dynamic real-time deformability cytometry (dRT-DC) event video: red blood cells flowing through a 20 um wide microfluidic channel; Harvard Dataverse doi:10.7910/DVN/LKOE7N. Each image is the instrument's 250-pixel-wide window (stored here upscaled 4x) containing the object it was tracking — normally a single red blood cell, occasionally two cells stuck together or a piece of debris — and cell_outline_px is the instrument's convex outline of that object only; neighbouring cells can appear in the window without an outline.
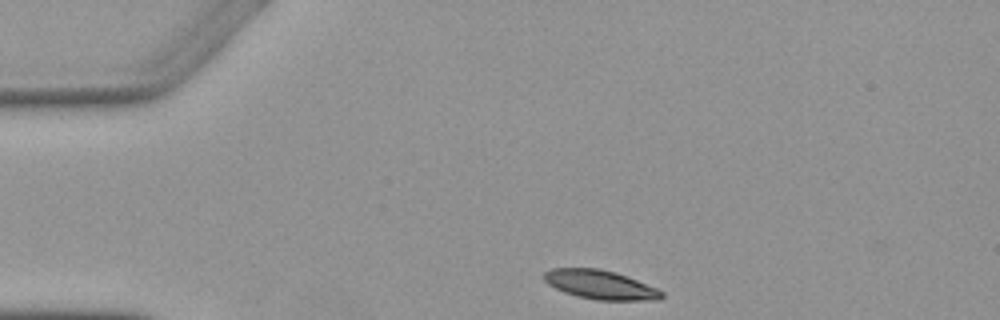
{"species": "Egyptian fruit bat (a non-hibernating species)", "species_latin": "Rousettus aegyptiacus", "temperature_condition": "warm", "stored_images_in_passage": 4, "camera_frame_rate_fps": 3000, "um_per_image_px": 0.085, "animal": {"sex": "female"}, "frame": {"image": 1, "passage_image": 1, "time_ms": 0.0, "image_size_px": [1000, 320], "cell_outline_px": [[664, 296], [660, 300], [596, 300], [564, 292], [548, 284], [544, 280], [544, 272], [552, 268], [600, 268], [616, 272], [628, 276], [656, 288], [664, 292]], "centroid_in_image_um": [51.05, 24.19], "position_along_channel_um": 33.9, "area_um2": 19.88}}
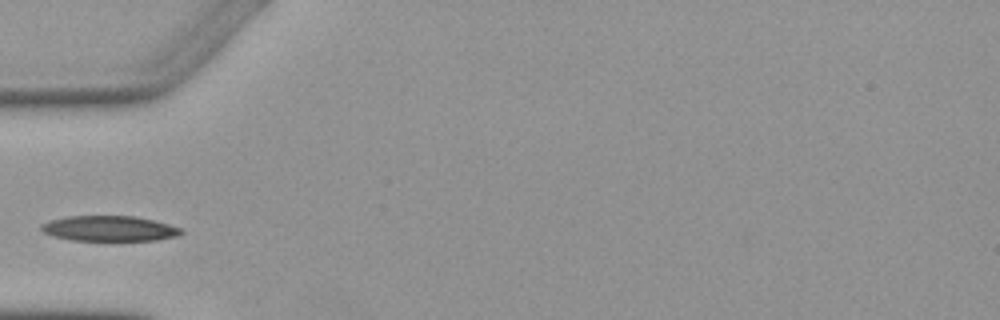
{"frame": {"image": 2, "passage_image": 3, "time_ms": 2.333, "image_size_px": [1000, 320], "cell_outline_px": [[184, 232], [176, 236], [156, 240], [72, 240], [52, 236], [44, 232], [40, 228], [40, 224], [52, 220], [68, 216], [136, 216], [168, 224], [180, 228]], "centroid_in_image_um": [9.27, 19.42], "position_along_channel_um": 75.7, "area_um2": 20.46}}